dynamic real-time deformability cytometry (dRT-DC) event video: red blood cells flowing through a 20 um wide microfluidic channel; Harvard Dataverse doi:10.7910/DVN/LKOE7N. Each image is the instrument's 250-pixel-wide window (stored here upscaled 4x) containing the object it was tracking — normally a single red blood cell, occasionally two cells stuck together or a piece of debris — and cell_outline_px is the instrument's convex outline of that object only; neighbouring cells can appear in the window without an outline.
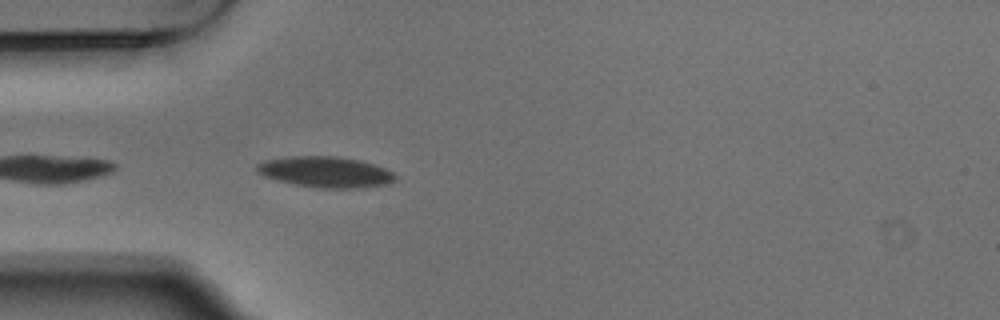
{"species": "Egyptian fruit bat (a non-hibernating species)", "species_latin": "Rousettus aegyptiacus", "temperature_condition": "warm", "stored_images_in_passage": 1, "camera_frame_rate_fps": 3000, "um_per_image_px": 0.085, "animal": {"sex": "male"}, "frame": {"image": 1, "passage_image": 1, "time_ms": 0.0, "image_size_px": [1000, 320], "cell_outline_px": [[396, 180], [384, 184], [356, 188], [320, 188], [296, 184], [276, 180], [264, 176], [256, 172], [256, 164], [264, 160], [288, 156], [336, 156], [360, 160], [388, 168], [396, 176]], "centroid_in_image_um": [27.65, 14.6], "position_along_channel_um": 57.4, "area_um2": 24.97}}